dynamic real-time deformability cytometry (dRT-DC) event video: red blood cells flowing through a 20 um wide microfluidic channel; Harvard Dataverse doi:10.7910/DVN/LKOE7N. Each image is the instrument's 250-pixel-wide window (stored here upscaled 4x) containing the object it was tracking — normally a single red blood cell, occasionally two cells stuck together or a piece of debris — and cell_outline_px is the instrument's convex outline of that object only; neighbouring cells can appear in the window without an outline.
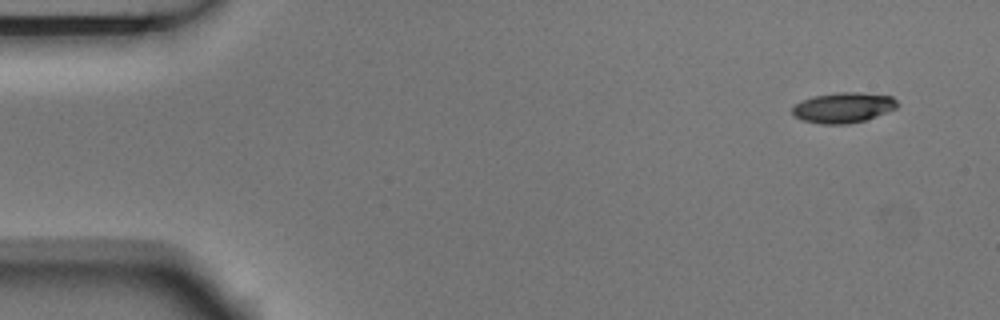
{"species": "Egyptian fruit bat (a non-hibernating species)", "species_latin": "Rousettus aegyptiacus", "temperature_condition": "room temperature", "stored_images_in_passage": 5, "camera_frame_rate_fps": 3000, "um_per_image_px": 0.085, "animal": {"sex": "male"}, "frame": {"image": 1, "passage_image": 1, "time_ms": 0.0, "image_size_px": [1000, 320], "cell_outline_px": [[900, 104], [896, 108], [876, 116], [864, 120], [848, 124], [820, 124], [800, 120], [792, 112], [792, 108], [796, 104], [812, 96], [840, 92], [856, 92], [892, 96]], "centroid_in_image_um": [71.68, 9.15], "position_along_channel_um": 13.3, "area_um2": 18.5}}
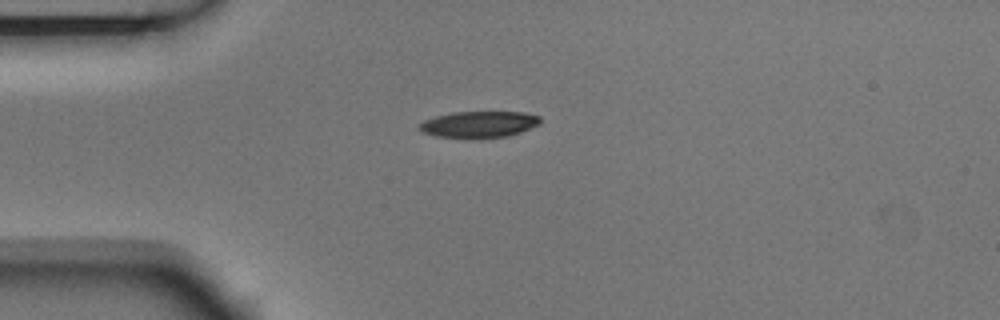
{"frame": {"image": 2, "passage_image": 4, "time_ms": 1.0, "image_size_px": [1000, 320], "cell_outline_px": [[540, 124], [520, 132], [508, 136], [436, 136], [424, 132], [416, 124], [424, 120], [436, 116], [452, 112], [524, 112], [540, 116]], "centroid_in_image_um": [40.73, 10.53], "position_along_channel_um": 44.3, "area_um2": 17.98}}
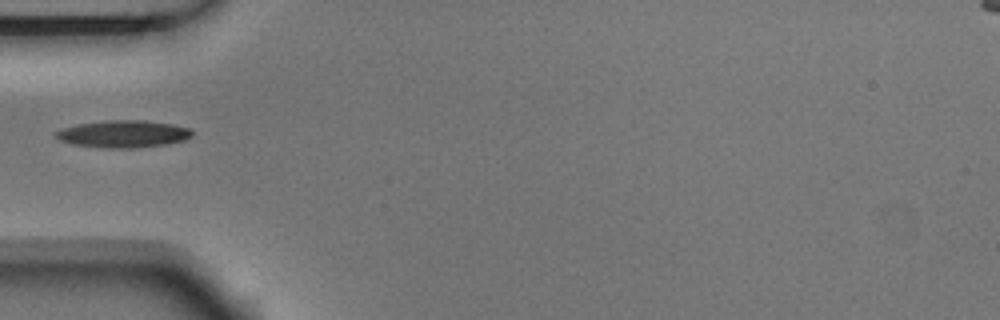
{"frame": {"image": 3, "passage_image": 5, "time_ms": 1.333, "image_size_px": [1000, 320], "cell_outline_px": [[192, 136], [184, 140], [168, 144], [132, 148], [108, 148], [76, 144], [60, 140], [52, 136], [56, 132], [64, 128], [76, 124], [108, 120], [144, 120], [172, 124], [188, 128], [192, 132]], "centroid_in_image_um": [10.48, 11.38], "position_along_channel_um": 74.5, "area_um2": 21.44}}